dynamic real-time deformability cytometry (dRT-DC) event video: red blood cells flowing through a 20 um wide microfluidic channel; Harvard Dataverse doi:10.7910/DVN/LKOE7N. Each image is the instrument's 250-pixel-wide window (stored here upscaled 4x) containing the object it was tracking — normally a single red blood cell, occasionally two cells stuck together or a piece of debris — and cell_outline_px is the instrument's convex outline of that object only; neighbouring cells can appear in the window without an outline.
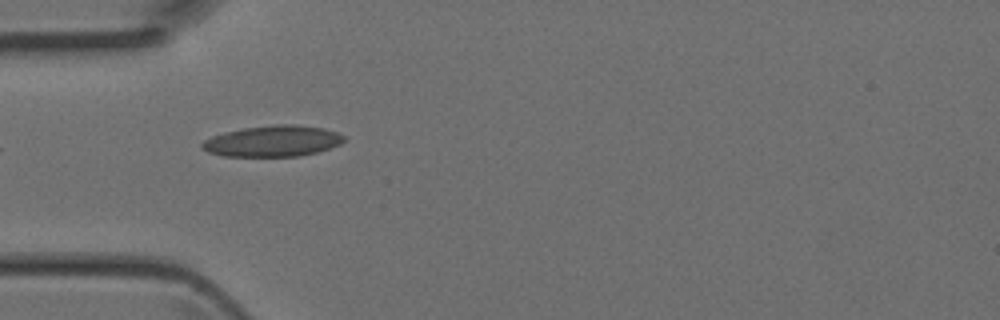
{"species": "Egyptian fruit bat (a non-hibernating species)", "species_latin": "Rousettus aegyptiacus", "temperature_condition": "room temperature", "stored_images_in_passage": 4, "camera_frame_rate_fps": 3000, "um_per_image_px": 0.085, "animal": {"sex": "female"}, "frame": {"image": 1, "passage_image": 4, "time_ms": 1.0, "image_size_px": [1000, 320], "cell_outline_px": [[344, 140], [340, 144], [316, 152], [300, 156], [220, 156], [208, 152], [200, 148], [200, 144], [204, 140], [212, 136], [244, 128], [276, 124], [296, 124], [324, 128], [336, 132], [344, 136]], "centroid_in_image_um": [23.16, 11.99], "position_along_channel_um": 61.8, "area_um2": 25.61}}